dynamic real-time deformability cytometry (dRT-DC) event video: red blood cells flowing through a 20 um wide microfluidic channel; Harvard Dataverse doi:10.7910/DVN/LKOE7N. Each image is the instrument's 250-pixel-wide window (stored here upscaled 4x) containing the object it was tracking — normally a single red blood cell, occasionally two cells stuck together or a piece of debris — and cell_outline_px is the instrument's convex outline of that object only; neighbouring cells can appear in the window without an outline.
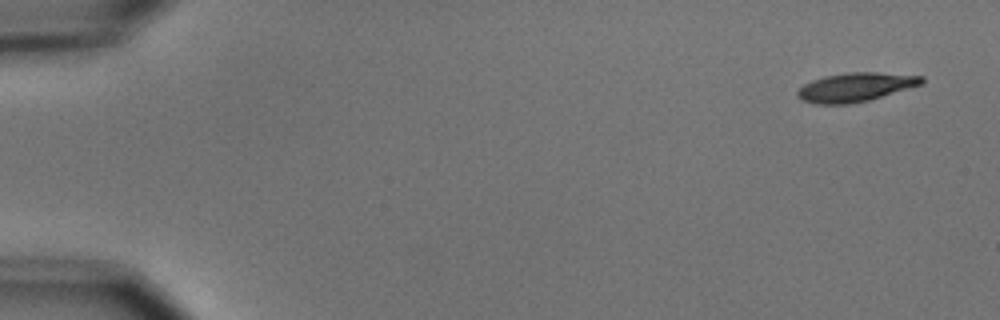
{"species": "common noctule bat (a hibernating species)", "species_latin": "Nyctalus noctula", "temperature_condition": "cold", "stored_images_in_passage": 5, "segment_of_instrument_passage": [1, 2], "camera_frame_rate_fps": 3000, "um_per_image_px": 0.085, "animal": {"sex": "male", "body_mass_g": 15.6}, "frame": {"image": 1, "passage_image": 1, "time_ms": 0.0, "image_size_px": [1000, 320], "cell_outline_px": [[924, 84], [868, 100], [848, 104], [816, 104], [800, 100], [796, 96], [796, 92], [804, 84], [812, 80], [824, 76], [848, 72], [876, 72], [924, 76]], "centroid_in_image_um": [72.71, 7.4], "position_along_channel_um": 12.3, "area_um2": 20.98}}
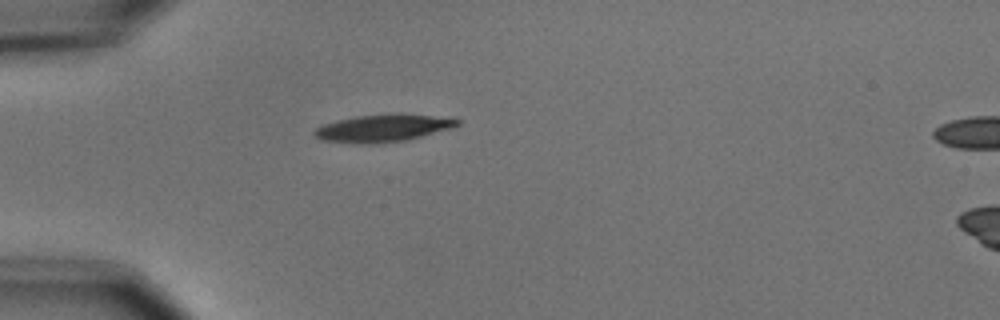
{"frame": {"image": 2, "passage_image": 4, "time_ms": 4.333, "image_size_px": [1000, 320], "cell_outline_px": [[460, 124], [452, 128], [408, 140], [376, 144], [356, 144], [320, 140], [312, 132], [316, 128], [324, 124], [336, 120], [356, 116], [392, 112], [400, 112], [432, 116], [460, 120]], "centroid_in_image_um": [32.53, 10.89], "position_along_channel_um": 52.5, "area_um2": 23.29}}